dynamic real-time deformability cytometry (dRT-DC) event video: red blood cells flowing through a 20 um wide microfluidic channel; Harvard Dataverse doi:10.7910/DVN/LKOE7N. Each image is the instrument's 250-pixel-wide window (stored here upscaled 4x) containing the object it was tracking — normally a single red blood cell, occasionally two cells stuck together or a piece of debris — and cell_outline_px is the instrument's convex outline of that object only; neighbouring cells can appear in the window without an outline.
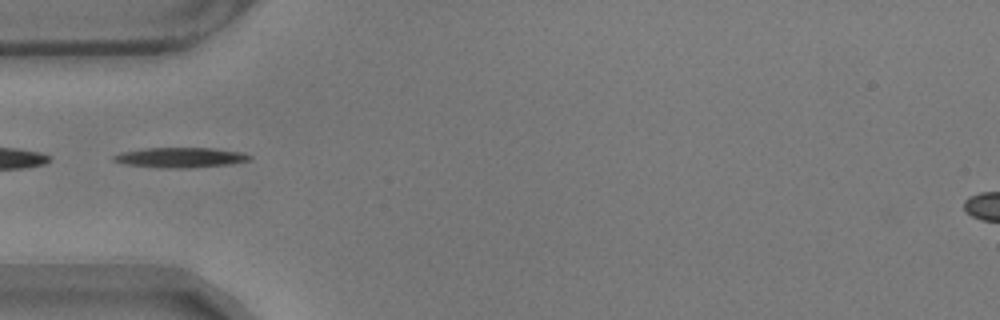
{"species": "common noctule bat (a hibernating species)", "species_latin": "Nyctalus noctula", "temperature_condition": "warm", "stored_images_in_passage": 32, "camera_frame_rate_fps": 3000, "um_per_image_px": 0.085, "animal": {"sex": "male", "body_mass_g": 17.9}, "frame": {"image": 1, "passage_image": 1, "time_ms": 0.0, "image_size_px": [1000, 320], "cell_outline_px": [[252, 160], [228, 164], [180, 168], [128, 164], [112, 160], [112, 156], [120, 152], [144, 148], [212, 148], [244, 152], [252, 156]], "centroid_in_image_um": [15.38, 13.36], "position_along_channel_um": 69.6, "area_um2": 15.55}, "authors_computed_cell_mechanics": {"area_um2": 14.739, "velocity_mm_per_s": 3.5279, "shape_relaxation_time_tau1_ms": 5.0938, "shape_relaxation_time_tau2_ms": 9.3364, "deformation_change_tau1": 0.1597, "deformation_change_tau2": 0.2377}}